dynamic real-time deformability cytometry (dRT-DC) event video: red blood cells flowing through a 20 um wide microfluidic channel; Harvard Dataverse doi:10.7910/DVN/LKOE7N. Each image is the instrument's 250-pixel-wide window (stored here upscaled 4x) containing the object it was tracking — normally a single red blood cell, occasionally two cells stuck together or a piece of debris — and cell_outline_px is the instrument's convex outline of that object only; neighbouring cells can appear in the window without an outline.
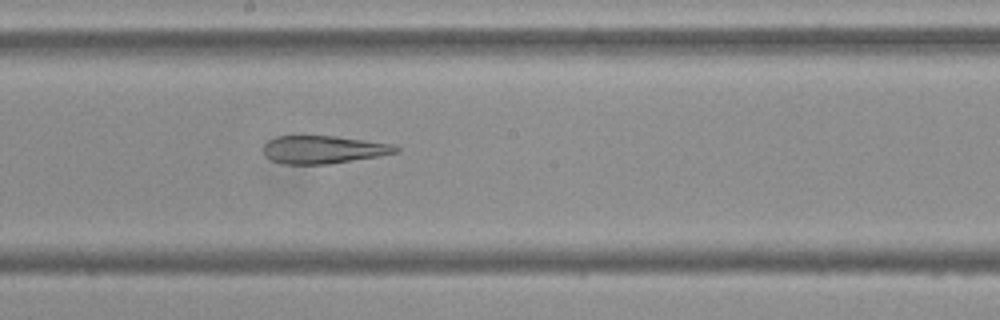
{"species": "Egyptian fruit bat (a non-hibernating species)", "species_latin": "Rousettus aegyptiacus", "temperature_condition": "cold", "stored_images_in_passage": 38, "camera_frame_rate_fps": 3000, "um_per_image_px": 0.085, "frame": {"image": 1, "passage_image": 13, "time_ms": 4.0, "image_size_px": [1000, 320], "cell_outline_px": [[400, 152], [328, 164], [284, 164], [272, 160], [264, 156], [264, 144], [268, 140], [276, 136], [336, 136], [396, 144], [400, 148]], "centroid_in_image_um": [27.5, 12.7], "position_along_channel_um": 220.7, "area_um2": 21.56}}
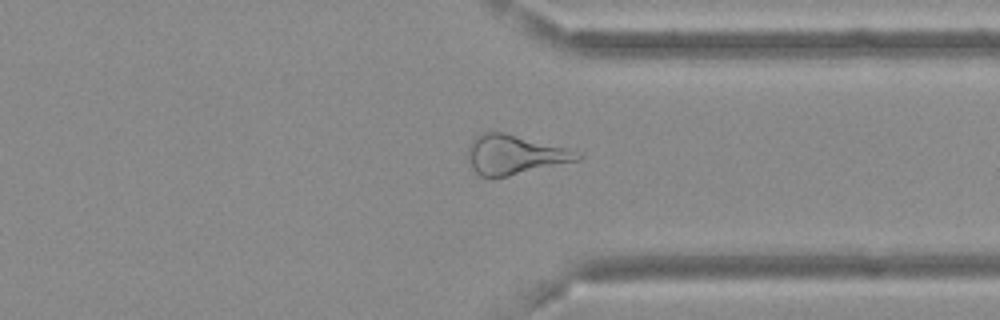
{"frame": {"image": 2, "passage_image": 25, "time_ms": 8.0, "image_size_px": [1000, 320], "cell_outline_px": [[584, 156], [580, 160], [508, 176], [480, 176], [472, 168], [468, 160], [468, 148], [472, 140], [480, 132], [504, 132], [584, 152]], "centroid_in_image_um": [43.79, 13.13], "position_along_channel_um": 367.6, "area_um2": 25.26}}
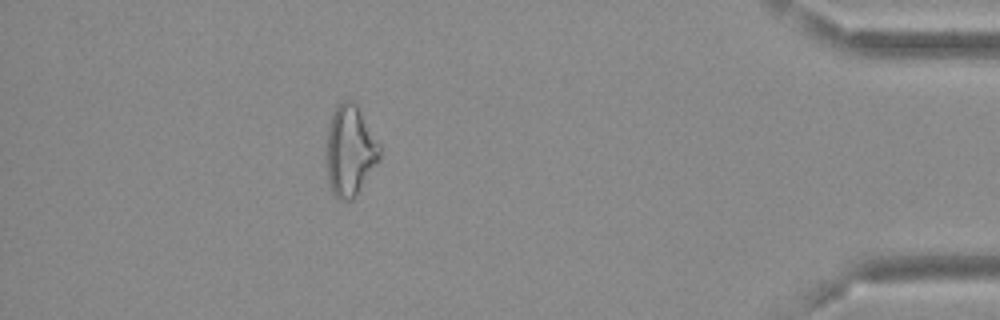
{"frame": {"image": 3, "passage_image": 32, "time_ms": 10.333, "image_size_px": [1000, 320], "cell_outline_px": [[380, 160], [356, 196], [352, 200], [340, 200], [332, 192], [328, 180], [324, 160], [324, 156], [328, 128], [332, 112], [336, 104], [344, 100], [356, 100], [380, 144]], "centroid_in_image_um": [29.73, 12.77], "position_along_channel_um": 405.5, "area_um2": 29.13}}